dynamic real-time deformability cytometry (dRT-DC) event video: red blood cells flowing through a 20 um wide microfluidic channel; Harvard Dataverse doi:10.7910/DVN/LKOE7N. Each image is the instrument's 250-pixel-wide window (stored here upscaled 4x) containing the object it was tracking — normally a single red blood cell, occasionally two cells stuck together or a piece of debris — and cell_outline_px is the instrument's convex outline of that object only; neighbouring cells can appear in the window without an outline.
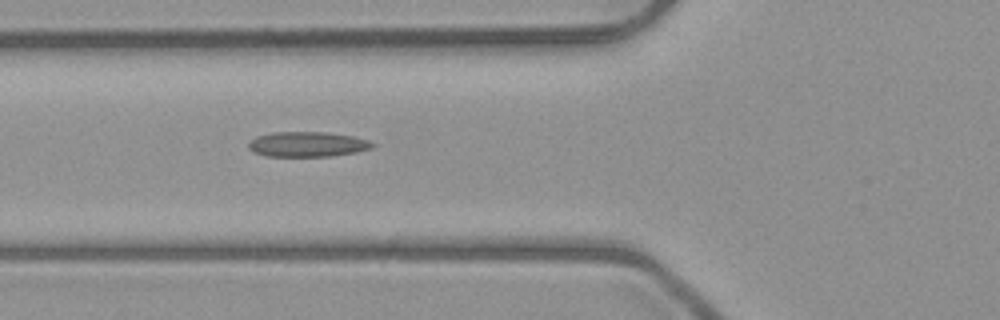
{"species": "common noctule bat (a hibernating species)", "species_latin": "Nyctalus noctula", "temperature_condition": "room temperature", "stored_images_in_passage": 6, "camera_frame_rate_fps": 3000, "um_per_image_px": 0.085, "animal": {"sex": "male", "body_mass_g": 23.1, "forearm_length_mm": 52.7}, "frame": {"image": 1, "passage_image": 6, "time_ms": 5.667, "image_size_px": [1000, 320], "cell_outline_px": [[376, 144], [372, 148], [356, 152], [332, 156], [264, 156], [252, 152], [248, 148], [248, 144], [256, 136], [272, 132], [324, 132], [352, 136], [368, 140]], "centroid_in_image_um": [26.11, 12.26], "position_along_channel_um": 99.7, "area_um2": 18.15}}